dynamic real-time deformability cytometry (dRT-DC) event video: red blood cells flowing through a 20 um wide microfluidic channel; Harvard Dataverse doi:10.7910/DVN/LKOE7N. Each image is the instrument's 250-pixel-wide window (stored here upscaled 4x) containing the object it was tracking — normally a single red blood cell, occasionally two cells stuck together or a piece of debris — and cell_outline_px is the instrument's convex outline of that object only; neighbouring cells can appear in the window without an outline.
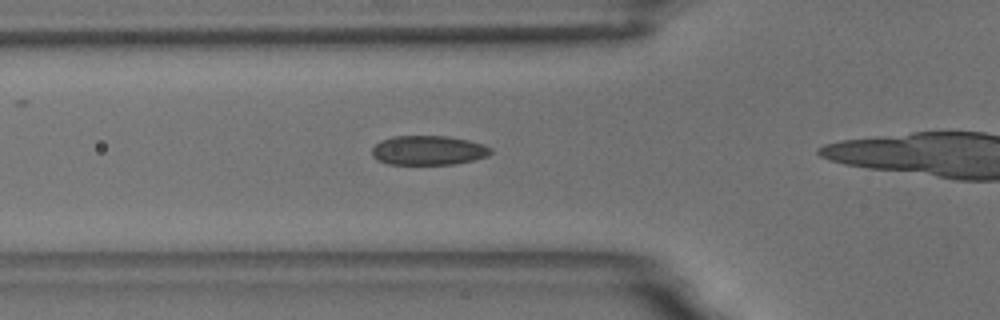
{"species": "common noctule bat (a hibernating species)", "species_latin": "Nyctalus noctula", "temperature_condition": "room temperature", "stored_images_in_passage": 18, "camera_frame_rate_fps": 3000, "um_per_image_px": 0.085, "animal": {"sex": "male", "body_mass_g": 18.8}, "frame": {"image": 1, "passage_image": 13, "time_ms": 4.0, "image_size_px": [1000, 320], "cell_outline_px": [[492, 152], [488, 156], [456, 164], [388, 164], [376, 160], [372, 156], [372, 148], [380, 140], [392, 136], [448, 136], [468, 140], [484, 144], [492, 148]], "centroid_in_image_um": [36.4, 12.77], "position_along_channel_um": 89.4, "area_um2": 20.52}}
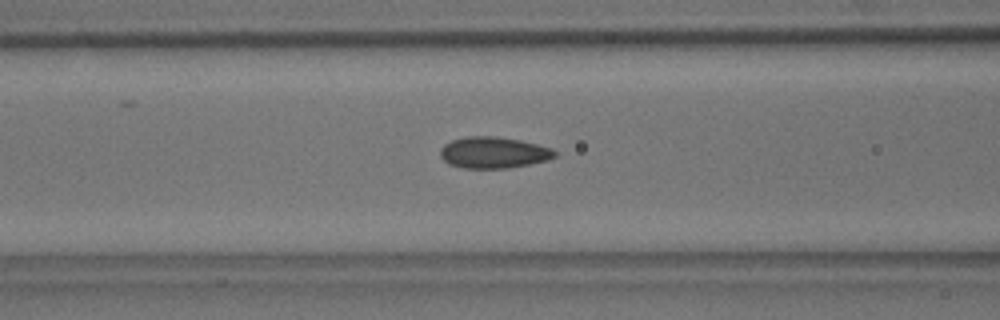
{"frame": {"image": 2, "passage_image": 16, "time_ms": 5.0, "image_size_px": [1000, 320], "cell_outline_px": [[556, 156], [548, 160], [508, 168], [464, 168], [448, 164], [440, 156], [440, 148], [444, 144], [452, 140], [464, 136], [496, 136], [520, 140], [552, 148], [556, 152]], "centroid_in_image_um": [41.93, 12.96], "position_along_channel_um": 124.7, "area_um2": 20.98}}